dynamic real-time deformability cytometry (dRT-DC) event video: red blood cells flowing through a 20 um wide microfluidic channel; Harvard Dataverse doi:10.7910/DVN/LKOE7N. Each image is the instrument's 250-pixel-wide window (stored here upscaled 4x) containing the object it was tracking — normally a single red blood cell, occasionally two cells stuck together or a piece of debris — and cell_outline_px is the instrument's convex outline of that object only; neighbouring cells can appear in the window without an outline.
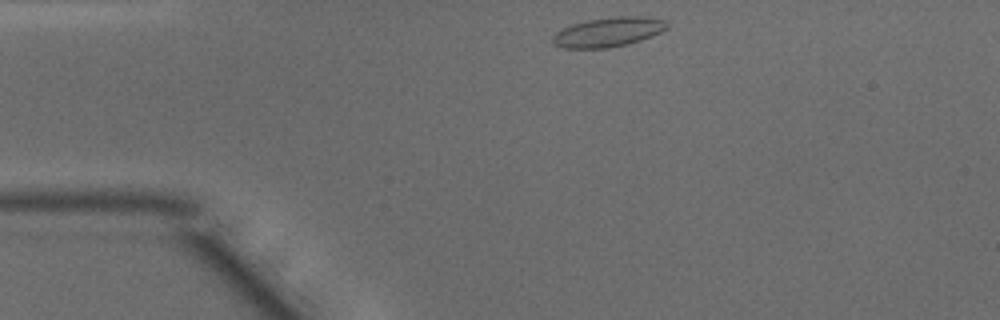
{"species": "common noctule bat (a hibernating species)", "species_latin": "Nyctalus noctula", "temperature_condition": "warm", "stored_images_in_passage": 39, "camera_frame_rate_fps": 3000, "um_per_image_px": 0.085, "animal": {"sex": "male", "body_mass_g": 15.6}, "frame": {"image": 1, "passage_image": 1, "time_ms": 0.0, "image_size_px": [1000, 320], "cell_outline_px": [[668, 28], [652, 36], [628, 44], [608, 48], [564, 48], [552, 44], [552, 36], [556, 32], [572, 24], [588, 20], [612, 16], [640, 16], [668, 20]], "centroid_in_image_um": [51.72, 2.72], "position_along_channel_um": 33.3, "area_um2": 19.77}}
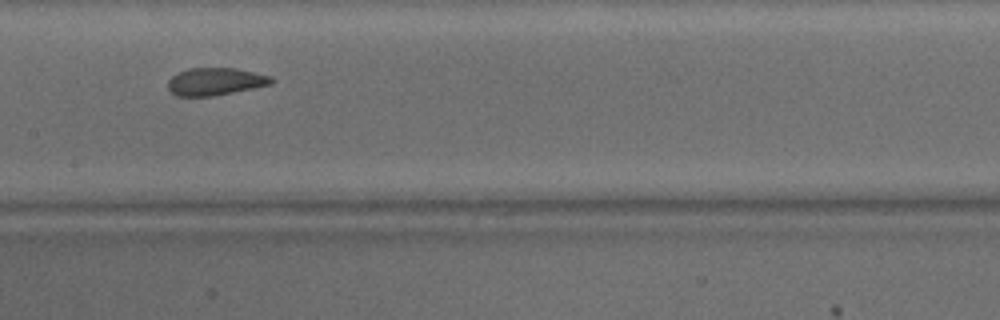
{"frame": {"image": 2, "passage_image": 15, "time_ms": 4.667, "image_size_px": [1000, 320], "cell_outline_px": [[276, 80], [272, 84], [212, 96], [176, 96], [168, 88], [168, 80], [172, 76], [188, 68], [236, 68], [272, 76]], "centroid_in_image_um": [18.32, 6.92], "position_along_channel_um": 189.1, "area_um2": 16.53}}
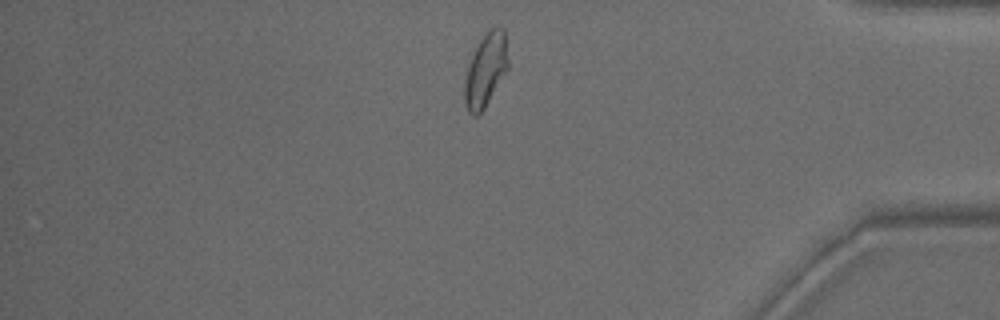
{"frame": {"image": 3, "passage_image": 32, "time_ms": 10.333, "image_size_px": [1000, 320], "cell_outline_px": [[508, 68], [484, 108], [476, 116], [472, 116], [468, 112], [464, 100], [464, 80], [472, 56], [480, 40], [488, 28], [504, 28], [508, 60]], "centroid_in_image_um": [41.27, 5.96], "position_along_channel_um": 393.9, "area_um2": 18.26}, "authors_computed_cell_mechanics": {"area_um2": 18.1492, "velocity_mm_per_s": 4.1529, "shape_relaxation_time_tau1_ms": 5.9106, "shape_relaxation_time_tau2_ms": 0.9417, "deformation_change_tau1": 0.1673, "deformation_change_tau2": 0.0532}}